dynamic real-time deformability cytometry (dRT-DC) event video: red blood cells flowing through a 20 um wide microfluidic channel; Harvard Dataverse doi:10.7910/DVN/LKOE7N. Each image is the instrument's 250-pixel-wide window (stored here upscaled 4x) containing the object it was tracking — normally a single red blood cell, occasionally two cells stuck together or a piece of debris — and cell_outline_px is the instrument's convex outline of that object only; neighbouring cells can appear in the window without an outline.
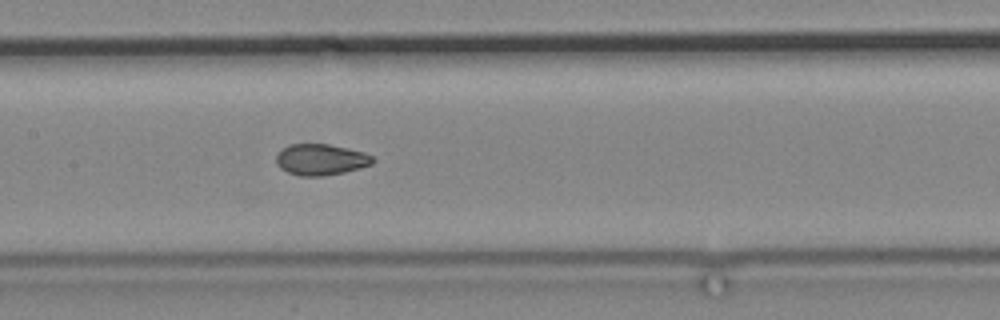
{"species": "common noctule bat (a hibernating species)", "species_latin": "Nyctalus noctula", "temperature_condition": "cold", "stored_images_in_passage": 12, "camera_frame_rate_fps": 3000, "um_per_image_px": 0.085, "animal": {"sex": "male", "body_mass_g": 19.2, "forearm_length_mm": 51.8}, "frame": {"image": 1, "passage_image": 12, "time_ms": 14.333, "image_size_px": [1000, 320], "cell_outline_px": [[376, 160], [372, 164], [360, 168], [344, 172], [320, 176], [300, 176], [288, 172], [280, 168], [276, 164], [276, 156], [284, 148], [292, 144], [328, 144], [348, 148], [364, 152], [372, 156]], "centroid_in_image_um": [27.29, 13.57], "position_along_channel_um": 180.1, "area_um2": 17.46}}